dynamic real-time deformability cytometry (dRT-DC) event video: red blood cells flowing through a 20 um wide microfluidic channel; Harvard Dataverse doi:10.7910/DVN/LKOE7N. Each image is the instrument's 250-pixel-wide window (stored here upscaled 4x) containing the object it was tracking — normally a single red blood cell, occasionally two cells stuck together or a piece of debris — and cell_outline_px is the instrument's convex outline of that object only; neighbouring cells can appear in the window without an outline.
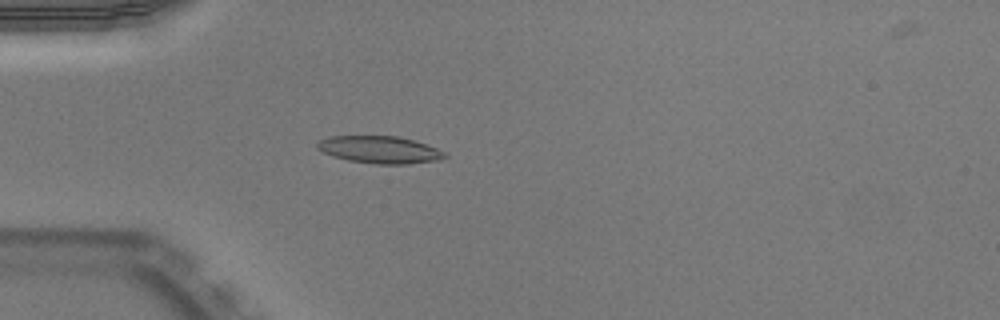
{"species": "Egyptian fruit bat (a non-hibernating species)", "species_latin": "Rousettus aegyptiacus", "temperature_condition": "warm", "stored_images_in_passage": 40, "camera_frame_rate_fps": 3000, "um_per_image_px": 0.085, "animal": {"sex": "male"}, "frame": {"image": 1, "passage_image": 4, "time_ms": 1.0, "image_size_px": [1000, 320], "cell_outline_px": [[448, 156], [440, 160], [408, 164], [376, 164], [348, 160], [332, 156], [316, 148], [316, 144], [320, 140], [328, 136], [400, 136], [448, 152]], "centroid_in_image_um": [32.29, 12.73], "position_along_channel_um": 52.7, "area_um2": 20.35}}
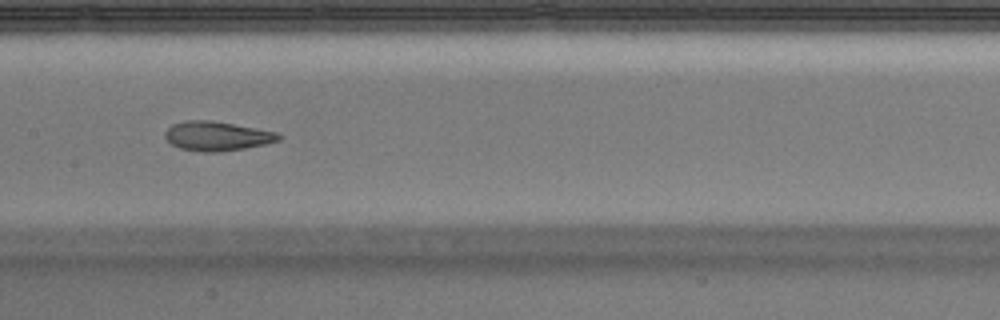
{"frame": {"image": 2, "passage_image": 15, "time_ms": 4.667, "image_size_px": [1000, 320], "cell_outline_px": [[280, 140], [264, 144], [244, 148], [220, 152], [200, 152], [180, 148], [172, 144], [164, 136], [164, 132], [172, 124], [184, 120], [212, 120], [256, 128], [276, 132], [280, 136]], "centroid_in_image_um": [18.4, 11.56], "position_along_channel_um": 189.0, "area_um2": 19.36}}
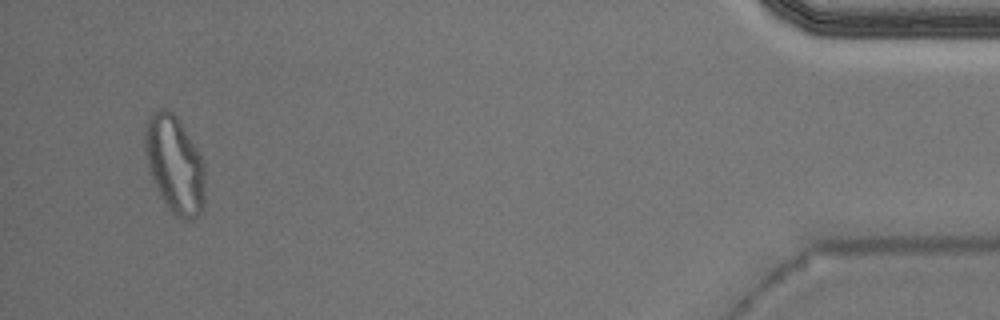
{"frame": {"image": 3, "passage_image": 38, "time_ms": 12.333, "image_size_px": [1000, 320], "cell_outline_px": [[204, 208], [192, 220], [184, 220], [176, 216], [172, 212], [164, 200], [148, 168], [144, 148], [144, 128], [148, 116], [152, 112], [160, 108], [168, 108], [176, 116], [200, 156], [204, 164]], "centroid_in_image_um": [14.83, 13.95], "position_along_channel_um": 420.4, "area_um2": 33.7}, "authors_computed_cell_mechanics": {"area_um2": 19.8832, "velocity_mm_per_s": 3.9609, "shape_relaxation_time_tau1_ms": 6.6316, "shape_relaxation_time_tau2_ms": 1.189, "deformation_change_tau1": 0.2368, "deformation_change_tau2": 0.0872}}